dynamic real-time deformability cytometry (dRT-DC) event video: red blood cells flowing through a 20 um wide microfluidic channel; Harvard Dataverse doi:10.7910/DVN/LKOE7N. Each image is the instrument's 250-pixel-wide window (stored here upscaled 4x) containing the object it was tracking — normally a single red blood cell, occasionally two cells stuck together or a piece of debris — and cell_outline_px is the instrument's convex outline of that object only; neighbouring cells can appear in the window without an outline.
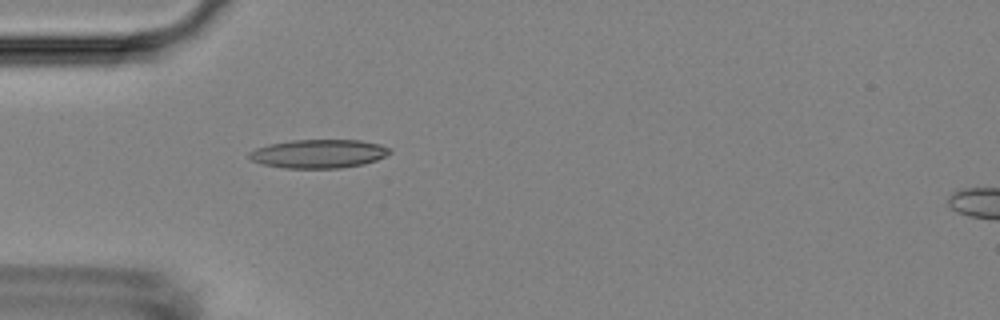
{"species": "Egyptian fruit bat (a non-hibernating species)", "species_latin": "Rousettus aegyptiacus", "temperature_condition": "room temperature", "stored_images_in_passage": 39, "camera_frame_rate_fps": 3000, "um_per_image_px": 0.085, "animal": {"sex": "female"}, "frame": {"image": 1, "passage_image": 1, "time_ms": 0.0, "image_size_px": [1000, 320], "cell_outline_px": [[392, 152], [376, 160], [364, 164], [340, 168], [284, 168], [264, 164], [252, 160], [248, 156], [248, 152], [256, 148], [268, 144], [292, 140], [360, 140], [380, 144], [392, 148]], "centroid_in_image_um": [27.1, 13.06], "position_along_channel_um": 57.9, "area_um2": 23.52}}
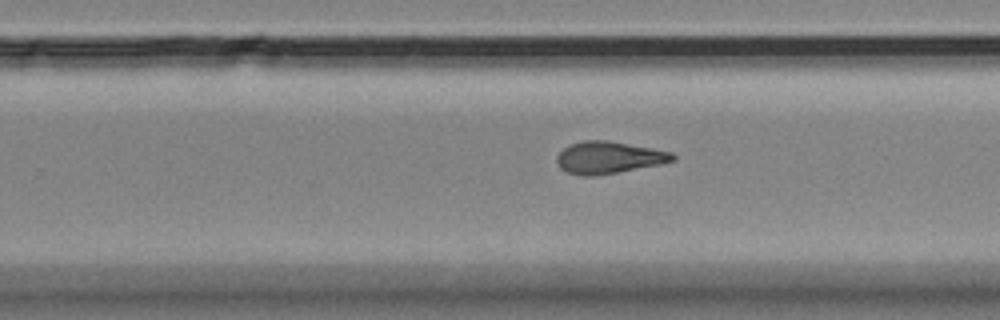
{"frame": {"image": 2, "passage_image": 19, "time_ms": 6.0, "image_size_px": [1000, 320], "cell_outline_px": [[676, 160], [660, 164], [596, 176], [580, 176], [568, 172], [560, 168], [556, 160], [556, 156], [568, 144], [584, 140], [608, 140], [652, 148], [672, 152], [676, 156]], "centroid_in_image_um": [51.73, 13.39], "position_along_channel_um": 278.1, "area_um2": 21.73}}
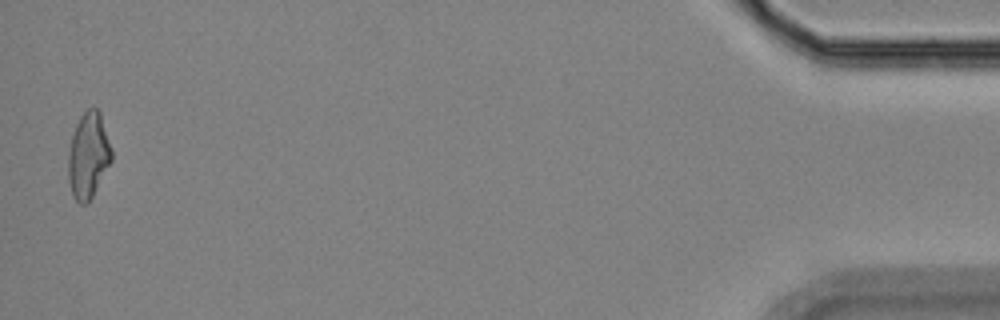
{"frame": {"image": 3, "passage_image": 38, "time_ms": 12.333, "image_size_px": [1000, 320], "cell_outline_px": [[112, 160], [88, 204], [80, 204], [72, 196], [68, 180], [68, 152], [72, 136], [76, 124], [80, 116], [88, 108], [96, 108], [100, 112], [112, 148]], "centroid_in_image_um": [7.5, 13.23], "position_along_channel_um": 427.7, "area_um2": 21.79}, "authors_computed_cell_mechanics": {"area_um2": 21.6172, "velocity_mm_per_s": 3.7255, "shape_relaxation_time_tau1_ms": null, "shape_relaxation_time_tau2_ms": 2.1722, "deformation_change_tau1": null, "deformation_change_tau2": 0.1014}}